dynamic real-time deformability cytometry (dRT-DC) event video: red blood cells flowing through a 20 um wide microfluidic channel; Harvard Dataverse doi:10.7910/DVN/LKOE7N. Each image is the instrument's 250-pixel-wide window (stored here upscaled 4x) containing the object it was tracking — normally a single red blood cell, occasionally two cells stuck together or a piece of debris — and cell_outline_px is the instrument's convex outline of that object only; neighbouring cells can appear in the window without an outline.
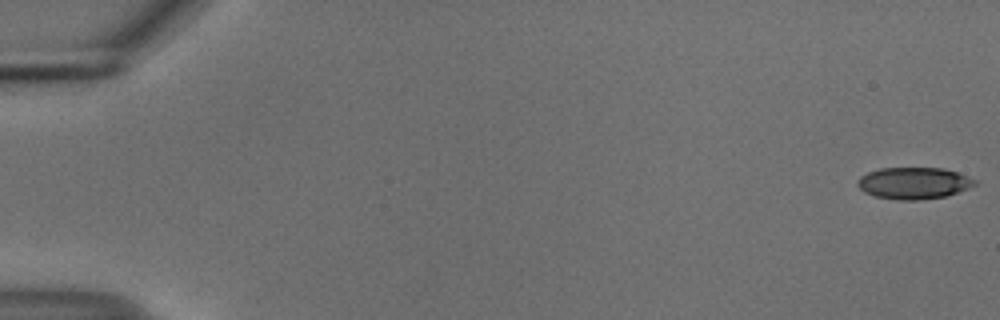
{"species": "common noctule bat (a hibernating species)", "species_latin": "Nyctalus noctula", "temperature_condition": "cold", "stored_images_in_passage": 16, "camera_frame_rate_fps": 3000, "um_per_image_px": 0.085, "animal": {"sex": "male", "body_mass_g": 18.8}, "frame": {"image": 1, "passage_image": 1, "time_ms": 0.0, "image_size_px": [1000, 320], "cell_outline_px": [[976, 184], [968, 188], [944, 196], [920, 200], [900, 200], [876, 196], [864, 192], [856, 184], [856, 180], [860, 176], [868, 172], [880, 168], [944, 168], [968, 176], [976, 180]], "centroid_in_image_um": [77.64, 15.56], "position_along_channel_um": 7.4, "area_um2": 21.56}}
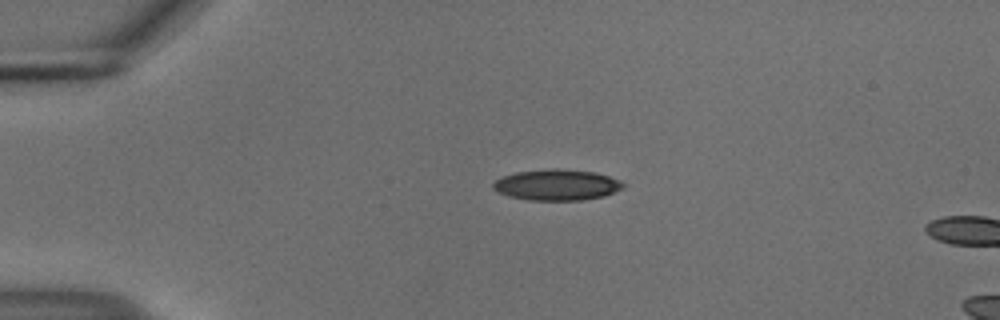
{"frame": {"image": 2, "passage_image": 13, "time_ms": 4.0, "image_size_px": [1000, 320], "cell_outline_px": [[624, 188], [604, 196], [580, 200], [528, 200], [508, 196], [496, 192], [492, 188], [492, 184], [496, 180], [504, 176], [516, 172], [552, 168], [556, 168], [596, 172], [620, 180], [624, 184]], "centroid_in_image_um": [47.32, 15.71], "position_along_channel_um": 37.7, "area_um2": 23.52}}